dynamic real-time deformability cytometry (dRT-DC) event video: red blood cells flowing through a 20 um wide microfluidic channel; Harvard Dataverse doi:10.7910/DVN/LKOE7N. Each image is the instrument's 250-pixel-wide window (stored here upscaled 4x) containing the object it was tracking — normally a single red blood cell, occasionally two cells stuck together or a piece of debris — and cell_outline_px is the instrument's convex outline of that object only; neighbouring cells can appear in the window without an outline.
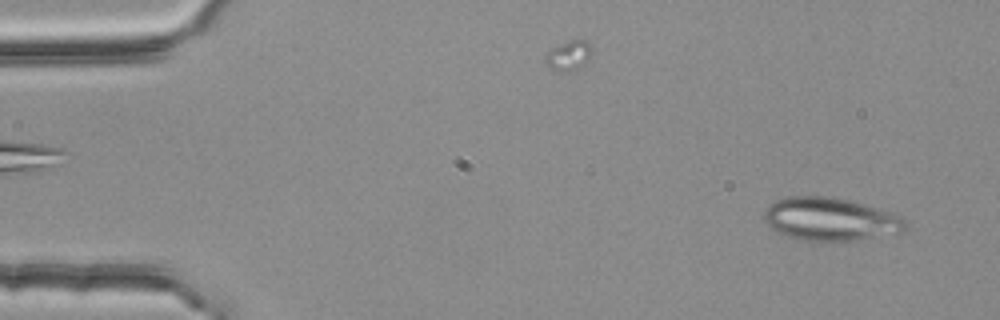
{"species": "common noctule bat (a hibernating species)", "species_latin": "Nyctalus noctula", "temperature_condition": "room temperature", "stored_images_in_passage": 48, "camera_frame_rate_fps": 3000, "um_per_image_px": 0.085, "animal": {"sex": "female", "body_mass_g": 25.1}, "frame": {"image": 1, "passage_image": 3, "time_ms": 0.667, "image_size_px": [1000, 320], "cell_outline_px": [[908, 228], [904, 232], [848, 244], [824, 244], [800, 240], [776, 232], [764, 220], [764, 208], [768, 204], [776, 200], [788, 196], [832, 196], [852, 200], [896, 212], [904, 216]], "centroid_in_image_um": [70.68, 18.68], "position_along_channel_um": 14.3, "area_um2": 37.74}}
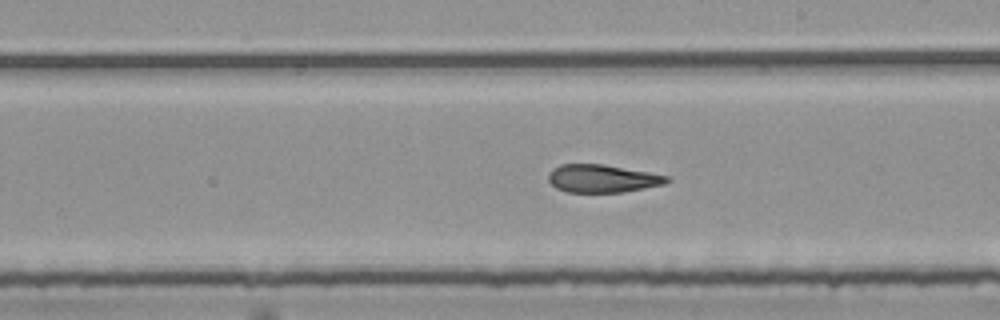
{"frame": {"image": 2, "passage_image": 30, "time_ms": 9.667, "image_size_px": [1000, 320], "cell_outline_px": [[672, 180], [664, 184], [624, 192], [568, 192], [556, 188], [548, 180], [548, 172], [552, 168], [560, 164], [604, 164], [648, 172], [668, 176]], "centroid_in_image_um": [51.18, 15.17], "position_along_channel_um": 237.8, "area_um2": 19.31}}
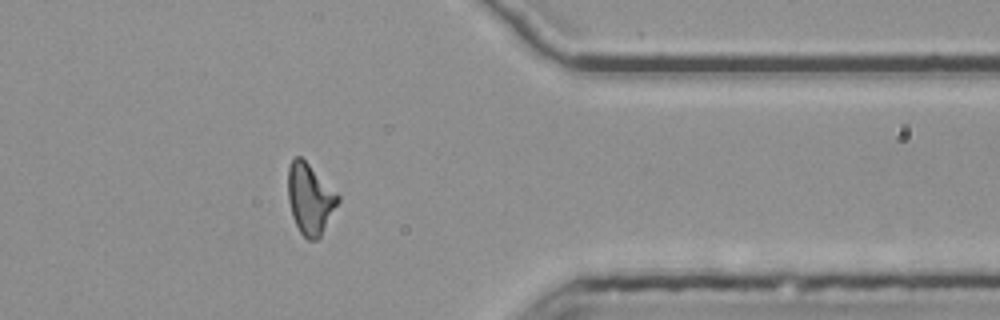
{"frame": {"image": 3, "passage_image": 43, "time_ms": 14.0, "image_size_px": [1000, 320], "cell_outline_px": [[340, 200], [320, 236], [316, 240], [308, 240], [300, 232], [292, 216], [288, 200], [288, 168], [292, 160], [296, 156], [300, 156], [340, 196]], "centroid_in_image_um": [26.34, 16.91], "position_along_channel_um": 385.1, "area_um2": 20.17}, "authors_computed_cell_mechanics": {"area_um2": 20.8369, "velocity_mm_per_s": 3.7699, "shape_relaxation_time_tau1_ms": null, "shape_relaxation_time_tau2_ms": 4.2734, "deformation_change_tau1": null, "deformation_change_tau2": 0.1414}}